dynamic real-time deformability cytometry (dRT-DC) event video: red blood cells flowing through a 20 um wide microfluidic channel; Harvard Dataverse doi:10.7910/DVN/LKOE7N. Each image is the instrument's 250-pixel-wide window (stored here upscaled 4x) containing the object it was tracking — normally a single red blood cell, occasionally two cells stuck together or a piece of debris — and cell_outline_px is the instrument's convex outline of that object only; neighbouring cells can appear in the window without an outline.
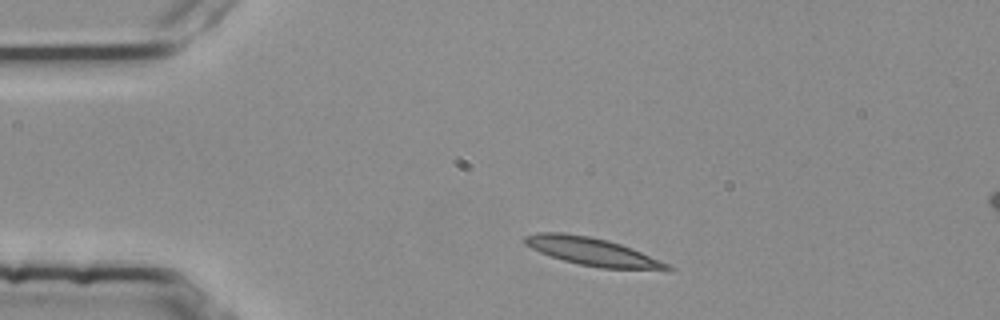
{"species": "common noctule bat (a hibernating species)", "species_latin": "Nyctalus noctula", "temperature_condition": "room temperature", "stored_images_in_passage": 3, "camera_frame_rate_fps": 3000, "um_per_image_px": 0.085, "animal": {"sex": "female", "body_mass_g": 25.1}, "frame": {"image": 1, "passage_image": 1, "time_ms": 0.0, "image_size_px": [1000, 320], "cell_outline_px": [[676, 268], [672, 272], [668, 272], [600, 268], [580, 264], [564, 260], [540, 252], [524, 244], [524, 236], [536, 232], [560, 232], [588, 236], [608, 240], [632, 248], [672, 264]], "centroid_in_image_um": [50.54, 21.43], "position_along_channel_um": 34.5, "area_um2": 23.87}}